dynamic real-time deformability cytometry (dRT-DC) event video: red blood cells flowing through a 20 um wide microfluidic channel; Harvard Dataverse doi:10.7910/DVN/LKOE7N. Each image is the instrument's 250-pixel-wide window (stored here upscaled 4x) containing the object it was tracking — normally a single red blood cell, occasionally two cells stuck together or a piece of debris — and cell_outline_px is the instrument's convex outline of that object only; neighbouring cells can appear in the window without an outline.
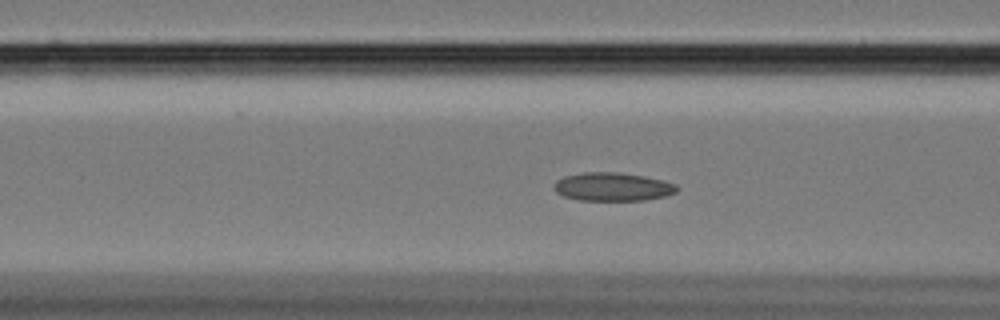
{"species": "Egyptian fruit bat (a non-hibernating species)", "species_latin": "Rousettus aegyptiacus", "temperature_condition": "cold", "stored_images_in_passage": 60, "camera_frame_rate_fps": 3000, "um_per_image_px": 0.085, "animal": {"sex": "female"}, "frame": {"image": 1, "passage_image": 23, "time_ms": 7.333, "image_size_px": [1000, 320], "cell_outline_px": [[680, 188], [676, 192], [664, 196], [644, 200], [580, 200], [564, 196], [556, 192], [552, 188], [556, 180], [564, 176], [584, 172], [616, 172], [644, 176], [676, 184]], "centroid_in_image_um": [52.05, 15.87], "position_along_channel_um": 114.6, "area_um2": 20.29}}
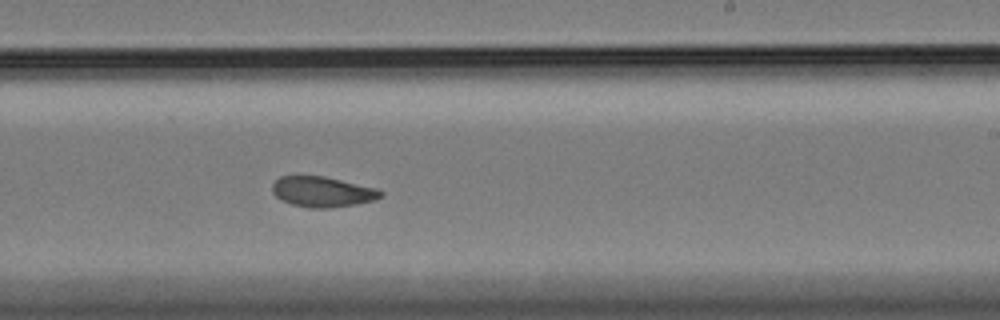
{"frame": {"image": 2, "passage_image": 36, "time_ms": 11.667, "image_size_px": [1000, 320], "cell_outline_px": [[384, 196], [376, 200], [356, 204], [328, 208], [308, 208], [292, 204], [280, 200], [272, 192], [272, 184], [280, 176], [324, 176], [376, 188], [384, 192]], "centroid_in_image_um": [27.42, 16.31], "position_along_channel_um": 261.6, "area_um2": 19.31}}
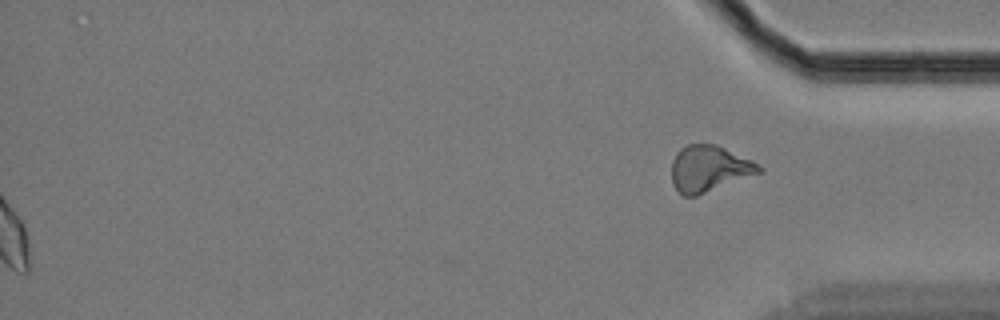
{"frame": {"image": 3, "passage_image": 60, "time_ms": 19.667, "image_size_px": [1000, 320], "cell_outline_px": [[764, 172], [696, 196], [684, 196], [672, 184], [672, 160], [676, 152], [680, 148], [688, 144], [716, 144], [752, 160], [764, 168]], "centroid_in_image_um": [60.29, 14.33], "position_along_channel_um": 374.9, "area_um2": 23.7}, "authors_computed_cell_mechanics": {"area_um2": 20.1144, "velocity_mm_per_s": 3.3976, "shape_relaxation_time_tau1_ms": 8.6624, "shape_relaxation_time_tau2_ms": 2.7976, "deformation_change_tau1": 0.1458, "deformation_change_tau2": 0.0735}}